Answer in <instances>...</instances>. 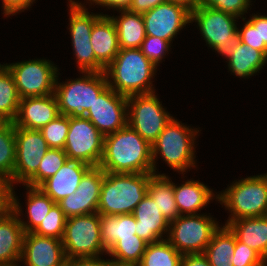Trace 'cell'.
Masks as SVG:
<instances>
[{"label": "cell", "mask_w": 267, "mask_h": 266, "mask_svg": "<svg viewBox=\"0 0 267 266\" xmlns=\"http://www.w3.org/2000/svg\"><path fill=\"white\" fill-rule=\"evenodd\" d=\"M99 167L110 173H153L152 146L127 124L105 135Z\"/></svg>", "instance_id": "cell-1"}, {"label": "cell", "mask_w": 267, "mask_h": 266, "mask_svg": "<svg viewBox=\"0 0 267 266\" xmlns=\"http://www.w3.org/2000/svg\"><path fill=\"white\" fill-rule=\"evenodd\" d=\"M156 69L140 48H129L120 49L104 73L109 87L129 97L155 92L151 79Z\"/></svg>", "instance_id": "cell-2"}, {"label": "cell", "mask_w": 267, "mask_h": 266, "mask_svg": "<svg viewBox=\"0 0 267 266\" xmlns=\"http://www.w3.org/2000/svg\"><path fill=\"white\" fill-rule=\"evenodd\" d=\"M153 173L105 172L97 213L100 215L132 214L147 195Z\"/></svg>", "instance_id": "cell-3"}, {"label": "cell", "mask_w": 267, "mask_h": 266, "mask_svg": "<svg viewBox=\"0 0 267 266\" xmlns=\"http://www.w3.org/2000/svg\"><path fill=\"white\" fill-rule=\"evenodd\" d=\"M174 117L159 134L152 146L153 174L156 172V160L160 154L161 158L174 171L182 174L196 167L195 161V137L199 130L189 128Z\"/></svg>", "instance_id": "cell-4"}, {"label": "cell", "mask_w": 267, "mask_h": 266, "mask_svg": "<svg viewBox=\"0 0 267 266\" xmlns=\"http://www.w3.org/2000/svg\"><path fill=\"white\" fill-rule=\"evenodd\" d=\"M218 201L231 213L227 222L267 215V176H249L233 182L218 194Z\"/></svg>", "instance_id": "cell-5"}, {"label": "cell", "mask_w": 267, "mask_h": 266, "mask_svg": "<svg viewBox=\"0 0 267 266\" xmlns=\"http://www.w3.org/2000/svg\"><path fill=\"white\" fill-rule=\"evenodd\" d=\"M82 74L84 76L63 83L58 81L57 75L54 94L60 114L85 117L96 97L108 86L104 72H82Z\"/></svg>", "instance_id": "cell-6"}, {"label": "cell", "mask_w": 267, "mask_h": 266, "mask_svg": "<svg viewBox=\"0 0 267 266\" xmlns=\"http://www.w3.org/2000/svg\"><path fill=\"white\" fill-rule=\"evenodd\" d=\"M237 16L200 5L191 12V22H196L206 44L228 60L241 42Z\"/></svg>", "instance_id": "cell-7"}, {"label": "cell", "mask_w": 267, "mask_h": 266, "mask_svg": "<svg viewBox=\"0 0 267 266\" xmlns=\"http://www.w3.org/2000/svg\"><path fill=\"white\" fill-rule=\"evenodd\" d=\"M62 244L66 259L107 255L108 251L101 241L100 214L68 217Z\"/></svg>", "instance_id": "cell-8"}, {"label": "cell", "mask_w": 267, "mask_h": 266, "mask_svg": "<svg viewBox=\"0 0 267 266\" xmlns=\"http://www.w3.org/2000/svg\"><path fill=\"white\" fill-rule=\"evenodd\" d=\"M219 226L207 214L180 215L170 222L166 239L182 255L204 253Z\"/></svg>", "instance_id": "cell-9"}, {"label": "cell", "mask_w": 267, "mask_h": 266, "mask_svg": "<svg viewBox=\"0 0 267 266\" xmlns=\"http://www.w3.org/2000/svg\"><path fill=\"white\" fill-rule=\"evenodd\" d=\"M172 118L155 92L127 97V124L150 145Z\"/></svg>", "instance_id": "cell-10"}, {"label": "cell", "mask_w": 267, "mask_h": 266, "mask_svg": "<svg viewBox=\"0 0 267 266\" xmlns=\"http://www.w3.org/2000/svg\"><path fill=\"white\" fill-rule=\"evenodd\" d=\"M69 3L68 29L79 71L104 72L105 68L96 60L90 43L93 24L102 14H90L86 6L74 0H69Z\"/></svg>", "instance_id": "cell-11"}, {"label": "cell", "mask_w": 267, "mask_h": 266, "mask_svg": "<svg viewBox=\"0 0 267 266\" xmlns=\"http://www.w3.org/2000/svg\"><path fill=\"white\" fill-rule=\"evenodd\" d=\"M5 65L14 77L20 99L54 93L59 73L51 60L35 59Z\"/></svg>", "instance_id": "cell-12"}, {"label": "cell", "mask_w": 267, "mask_h": 266, "mask_svg": "<svg viewBox=\"0 0 267 266\" xmlns=\"http://www.w3.org/2000/svg\"><path fill=\"white\" fill-rule=\"evenodd\" d=\"M105 136L85 117H69V131L64 151L69 160L99 166L104 150Z\"/></svg>", "instance_id": "cell-13"}, {"label": "cell", "mask_w": 267, "mask_h": 266, "mask_svg": "<svg viewBox=\"0 0 267 266\" xmlns=\"http://www.w3.org/2000/svg\"><path fill=\"white\" fill-rule=\"evenodd\" d=\"M16 159L14 183L25 184L37 171L42 158L50 149L39 130L15 127Z\"/></svg>", "instance_id": "cell-14"}, {"label": "cell", "mask_w": 267, "mask_h": 266, "mask_svg": "<svg viewBox=\"0 0 267 266\" xmlns=\"http://www.w3.org/2000/svg\"><path fill=\"white\" fill-rule=\"evenodd\" d=\"M85 118L105 136L127 125V97L107 86L87 111Z\"/></svg>", "instance_id": "cell-15"}, {"label": "cell", "mask_w": 267, "mask_h": 266, "mask_svg": "<svg viewBox=\"0 0 267 266\" xmlns=\"http://www.w3.org/2000/svg\"><path fill=\"white\" fill-rule=\"evenodd\" d=\"M104 174L101 167H91L81 178L74 194L57 202L67 218L97 212Z\"/></svg>", "instance_id": "cell-16"}, {"label": "cell", "mask_w": 267, "mask_h": 266, "mask_svg": "<svg viewBox=\"0 0 267 266\" xmlns=\"http://www.w3.org/2000/svg\"><path fill=\"white\" fill-rule=\"evenodd\" d=\"M146 35L159 37L170 43L187 24L191 12L185 7L165 2L142 14ZM176 35V36H175Z\"/></svg>", "instance_id": "cell-17"}, {"label": "cell", "mask_w": 267, "mask_h": 266, "mask_svg": "<svg viewBox=\"0 0 267 266\" xmlns=\"http://www.w3.org/2000/svg\"><path fill=\"white\" fill-rule=\"evenodd\" d=\"M22 261L26 266H64L66 257L62 240L32 232L25 233L20 262Z\"/></svg>", "instance_id": "cell-18"}, {"label": "cell", "mask_w": 267, "mask_h": 266, "mask_svg": "<svg viewBox=\"0 0 267 266\" xmlns=\"http://www.w3.org/2000/svg\"><path fill=\"white\" fill-rule=\"evenodd\" d=\"M58 115V101L54 93L41 97H27L20 99L13 123L15 127L40 130Z\"/></svg>", "instance_id": "cell-19"}, {"label": "cell", "mask_w": 267, "mask_h": 266, "mask_svg": "<svg viewBox=\"0 0 267 266\" xmlns=\"http://www.w3.org/2000/svg\"><path fill=\"white\" fill-rule=\"evenodd\" d=\"M132 215L136 219V235L147 243L164 240L163 235L168 234L170 222L148 194L136 206Z\"/></svg>", "instance_id": "cell-20"}, {"label": "cell", "mask_w": 267, "mask_h": 266, "mask_svg": "<svg viewBox=\"0 0 267 266\" xmlns=\"http://www.w3.org/2000/svg\"><path fill=\"white\" fill-rule=\"evenodd\" d=\"M91 168L90 165L76 160H67L53 176L47 178L38 187L55 203L67 197L78 189L84 174Z\"/></svg>", "instance_id": "cell-21"}, {"label": "cell", "mask_w": 267, "mask_h": 266, "mask_svg": "<svg viewBox=\"0 0 267 266\" xmlns=\"http://www.w3.org/2000/svg\"><path fill=\"white\" fill-rule=\"evenodd\" d=\"M24 234V229L13 210L0 217V266L20 263Z\"/></svg>", "instance_id": "cell-22"}, {"label": "cell", "mask_w": 267, "mask_h": 266, "mask_svg": "<svg viewBox=\"0 0 267 266\" xmlns=\"http://www.w3.org/2000/svg\"><path fill=\"white\" fill-rule=\"evenodd\" d=\"M90 38L96 60L106 68L120 50L117 30L110 15L102 14L94 22Z\"/></svg>", "instance_id": "cell-23"}, {"label": "cell", "mask_w": 267, "mask_h": 266, "mask_svg": "<svg viewBox=\"0 0 267 266\" xmlns=\"http://www.w3.org/2000/svg\"><path fill=\"white\" fill-rule=\"evenodd\" d=\"M175 202L180 215H197L198 212L210 203V200H218V194L198 180H187L183 184L175 185L173 182Z\"/></svg>", "instance_id": "cell-24"}, {"label": "cell", "mask_w": 267, "mask_h": 266, "mask_svg": "<svg viewBox=\"0 0 267 266\" xmlns=\"http://www.w3.org/2000/svg\"><path fill=\"white\" fill-rule=\"evenodd\" d=\"M236 239L255 250L267 262V215L226 222Z\"/></svg>", "instance_id": "cell-25"}, {"label": "cell", "mask_w": 267, "mask_h": 266, "mask_svg": "<svg viewBox=\"0 0 267 266\" xmlns=\"http://www.w3.org/2000/svg\"><path fill=\"white\" fill-rule=\"evenodd\" d=\"M28 191L27 196V214L28 221H24L20 218L22 213L21 204L17 200L14 188L12 190V210L17 214L19 222L21 223L24 232H33L38 225L43 221L46 215L49 213L51 207L55 202L45 194L39 187H31L24 185ZM20 204V205H19Z\"/></svg>", "instance_id": "cell-26"}, {"label": "cell", "mask_w": 267, "mask_h": 266, "mask_svg": "<svg viewBox=\"0 0 267 266\" xmlns=\"http://www.w3.org/2000/svg\"><path fill=\"white\" fill-rule=\"evenodd\" d=\"M119 12L121 13L120 16L110 17L117 30L120 49L140 48L146 36L142 14L129 10Z\"/></svg>", "instance_id": "cell-27"}, {"label": "cell", "mask_w": 267, "mask_h": 266, "mask_svg": "<svg viewBox=\"0 0 267 266\" xmlns=\"http://www.w3.org/2000/svg\"><path fill=\"white\" fill-rule=\"evenodd\" d=\"M136 219L132 214L100 215V234L109 251L121 238H135Z\"/></svg>", "instance_id": "cell-28"}, {"label": "cell", "mask_w": 267, "mask_h": 266, "mask_svg": "<svg viewBox=\"0 0 267 266\" xmlns=\"http://www.w3.org/2000/svg\"><path fill=\"white\" fill-rule=\"evenodd\" d=\"M227 63L229 71L238 77L248 78L263 69L267 56L262 51L240 42Z\"/></svg>", "instance_id": "cell-29"}, {"label": "cell", "mask_w": 267, "mask_h": 266, "mask_svg": "<svg viewBox=\"0 0 267 266\" xmlns=\"http://www.w3.org/2000/svg\"><path fill=\"white\" fill-rule=\"evenodd\" d=\"M166 174H153L149 179L147 194L156 202L163 216L172 222L180 216L175 202L173 182Z\"/></svg>", "instance_id": "cell-30"}, {"label": "cell", "mask_w": 267, "mask_h": 266, "mask_svg": "<svg viewBox=\"0 0 267 266\" xmlns=\"http://www.w3.org/2000/svg\"><path fill=\"white\" fill-rule=\"evenodd\" d=\"M235 250V235L231 229L224 224L213 234L210 243L204 251L211 266H233L231 257Z\"/></svg>", "instance_id": "cell-31"}, {"label": "cell", "mask_w": 267, "mask_h": 266, "mask_svg": "<svg viewBox=\"0 0 267 266\" xmlns=\"http://www.w3.org/2000/svg\"><path fill=\"white\" fill-rule=\"evenodd\" d=\"M148 243L135 234V238H121L107 254L116 265L137 266Z\"/></svg>", "instance_id": "cell-32"}, {"label": "cell", "mask_w": 267, "mask_h": 266, "mask_svg": "<svg viewBox=\"0 0 267 266\" xmlns=\"http://www.w3.org/2000/svg\"><path fill=\"white\" fill-rule=\"evenodd\" d=\"M20 97L14 77L8 67L0 64V114L9 122L17 116Z\"/></svg>", "instance_id": "cell-33"}, {"label": "cell", "mask_w": 267, "mask_h": 266, "mask_svg": "<svg viewBox=\"0 0 267 266\" xmlns=\"http://www.w3.org/2000/svg\"><path fill=\"white\" fill-rule=\"evenodd\" d=\"M183 255L165 238L156 243H148L137 266H181Z\"/></svg>", "instance_id": "cell-34"}, {"label": "cell", "mask_w": 267, "mask_h": 266, "mask_svg": "<svg viewBox=\"0 0 267 266\" xmlns=\"http://www.w3.org/2000/svg\"><path fill=\"white\" fill-rule=\"evenodd\" d=\"M16 159L15 125L9 122L0 130V177L11 179Z\"/></svg>", "instance_id": "cell-35"}, {"label": "cell", "mask_w": 267, "mask_h": 266, "mask_svg": "<svg viewBox=\"0 0 267 266\" xmlns=\"http://www.w3.org/2000/svg\"><path fill=\"white\" fill-rule=\"evenodd\" d=\"M67 160L68 156L64 149L50 148L42 158L38 171L24 185L38 187L47 178L57 173Z\"/></svg>", "instance_id": "cell-36"}, {"label": "cell", "mask_w": 267, "mask_h": 266, "mask_svg": "<svg viewBox=\"0 0 267 266\" xmlns=\"http://www.w3.org/2000/svg\"><path fill=\"white\" fill-rule=\"evenodd\" d=\"M67 217L60 206L55 203L46 217L41 221L38 227L32 232L39 236H47L61 239L64 235V229Z\"/></svg>", "instance_id": "cell-37"}, {"label": "cell", "mask_w": 267, "mask_h": 266, "mask_svg": "<svg viewBox=\"0 0 267 266\" xmlns=\"http://www.w3.org/2000/svg\"><path fill=\"white\" fill-rule=\"evenodd\" d=\"M49 148L64 149L69 131V116L58 115L39 130Z\"/></svg>", "instance_id": "cell-38"}, {"label": "cell", "mask_w": 267, "mask_h": 266, "mask_svg": "<svg viewBox=\"0 0 267 266\" xmlns=\"http://www.w3.org/2000/svg\"><path fill=\"white\" fill-rule=\"evenodd\" d=\"M170 43L167 40L151 35H146L141 44L142 53L157 67L159 63L164 59L166 53L170 49Z\"/></svg>", "instance_id": "cell-39"}, {"label": "cell", "mask_w": 267, "mask_h": 266, "mask_svg": "<svg viewBox=\"0 0 267 266\" xmlns=\"http://www.w3.org/2000/svg\"><path fill=\"white\" fill-rule=\"evenodd\" d=\"M233 266H267V262L252 248L235 237V250L231 257Z\"/></svg>", "instance_id": "cell-40"}, {"label": "cell", "mask_w": 267, "mask_h": 266, "mask_svg": "<svg viewBox=\"0 0 267 266\" xmlns=\"http://www.w3.org/2000/svg\"><path fill=\"white\" fill-rule=\"evenodd\" d=\"M200 5L242 18L252 4L251 0H201Z\"/></svg>", "instance_id": "cell-41"}, {"label": "cell", "mask_w": 267, "mask_h": 266, "mask_svg": "<svg viewBox=\"0 0 267 266\" xmlns=\"http://www.w3.org/2000/svg\"><path fill=\"white\" fill-rule=\"evenodd\" d=\"M244 24L243 28L238 29L240 41L256 50L262 51L267 56V45H259L258 15H252Z\"/></svg>", "instance_id": "cell-42"}, {"label": "cell", "mask_w": 267, "mask_h": 266, "mask_svg": "<svg viewBox=\"0 0 267 266\" xmlns=\"http://www.w3.org/2000/svg\"><path fill=\"white\" fill-rule=\"evenodd\" d=\"M11 180L0 177V217L6 216L12 210Z\"/></svg>", "instance_id": "cell-43"}, {"label": "cell", "mask_w": 267, "mask_h": 266, "mask_svg": "<svg viewBox=\"0 0 267 266\" xmlns=\"http://www.w3.org/2000/svg\"><path fill=\"white\" fill-rule=\"evenodd\" d=\"M110 259H101L100 256L77 257L66 259L64 266H111Z\"/></svg>", "instance_id": "cell-44"}, {"label": "cell", "mask_w": 267, "mask_h": 266, "mask_svg": "<svg viewBox=\"0 0 267 266\" xmlns=\"http://www.w3.org/2000/svg\"><path fill=\"white\" fill-rule=\"evenodd\" d=\"M35 0H2L4 16L15 15L31 7Z\"/></svg>", "instance_id": "cell-45"}, {"label": "cell", "mask_w": 267, "mask_h": 266, "mask_svg": "<svg viewBox=\"0 0 267 266\" xmlns=\"http://www.w3.org/2000/svg\"><path fill=\"white\" fill-rule=\"evenodd\" d=\"M165 2H167V0H133L129 11L143 14Z\"/></svg>", "instance_id": "cell-46"}, {"label": "cell", "mask_w": 267, "mask_h": 266, "mask_svg": "<svg viewBox=\"0 0 267 266\" xmlns=\"http://www.w3.org/2000/svg\"><path fill=\"white\" fill-rule=\"evenodd\" d=\"M91 5L95 3V5H99L102 7H107L108 9L114 10H129L133 0H88ZM93 3V4H92Z\"/></svg>", "instance_id": "cell-47"}, {"label": "cell", "mask_w": 267, "mask_h": 266, "mask_svg": "<svg viewBox=\"0 0 267 266\" xmlns=\"http://www.w3.org/2000/svg\"><path fill=\"white\" fill-rule=\"evenodd\" d=\"M181 266H211L203 253L183 254Z\"/></svg>", "instance_id": "cell-48"}, {"label": "cell", "mask_w": 267, "mask_h": 266, "mask_svg": "<svg viewBox=\"0 0 267 266\" xmlns=\"http://www.w3.org/2000/svg\"><path fill=\"white\" fill-rule=\"evenodd\" d=\"M259 45H267V16L258 14Z\"/></svg>", "instance_id": "cell-49"}, {"label": "cell", "mask_w": 267, "mask_h": 266, "mask_svg": "<svg viewBox=\"0 0 267 266\" xmlns=\"http://www.w3.org/2000/svg\"><path fill=\"white\" fill-rule=\"evenodd\" d=\"M167 2L181 5L190 12H193L201 4V0H167Z\"/></svg>", "instance_id": "cell-50"}, {"label": "cell", "mask_w": 267, "mask_h": 266, "mask_svg": "<svg viewBox=\"0 0 267 266\" xmlns=\"http://www.w3.org/2000/svg\"><path fill=\"white\" fill-rule=\"evenodd\" d=\"M9 121L0 114V130L3 129Z\"/></svg>", "instance_id": "cell-51"}, {"label": "cell", "mask_w": 267, "mask_h": 266, "mask_svg": "<svg viewBox=\"0 0 267 266\" xmlns=\"http://www.w3.org/2000/svg\"><path fill=\"white\" fill-rule=\"evenodd\" d=\"M111 266H127V265H116V264H113Z\"/></svg>", "instance_id": "cell-52"}]
</instances>
